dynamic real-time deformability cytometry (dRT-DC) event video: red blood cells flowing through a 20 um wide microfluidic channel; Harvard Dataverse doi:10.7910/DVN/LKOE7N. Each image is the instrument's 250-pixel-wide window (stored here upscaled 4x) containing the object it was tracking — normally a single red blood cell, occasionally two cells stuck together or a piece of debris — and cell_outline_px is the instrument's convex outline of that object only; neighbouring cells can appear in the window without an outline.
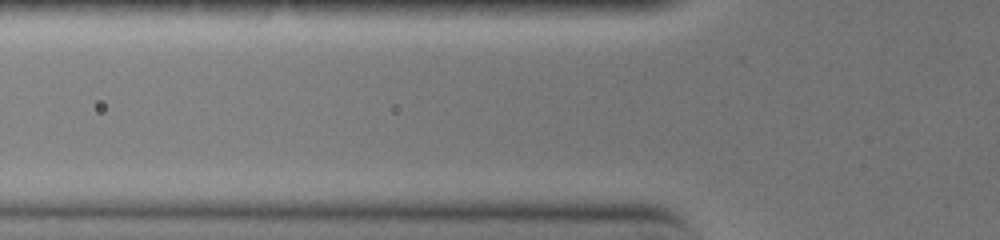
{"species": "common noctule bat (a hibernating species)", "species_latin": "Nyctalus noctula", "temperature_condition": "warm", "stored_images_in_passage": 4, "camera_frame_rate_fps": 3000, "um_per_image_px": 0.085, "animal": {"sex": "female", "body_mass_g": 19.0, "forearm_length_mm": 51.5}, "frame": {"image": 1, "passage_image": 2, "time_ms": 0.333, "image_size_px": [1000, 240], "cell_outline_px": [[644, 160], [640, 164], [624, 168], [512, 168], [504, 164], [508, 160], [520, 156], [544, 152]], "centroid_in_image_um": [48.37, 13.73], "position_along_channel_um": 77.4, "area_um2": 11.62}}